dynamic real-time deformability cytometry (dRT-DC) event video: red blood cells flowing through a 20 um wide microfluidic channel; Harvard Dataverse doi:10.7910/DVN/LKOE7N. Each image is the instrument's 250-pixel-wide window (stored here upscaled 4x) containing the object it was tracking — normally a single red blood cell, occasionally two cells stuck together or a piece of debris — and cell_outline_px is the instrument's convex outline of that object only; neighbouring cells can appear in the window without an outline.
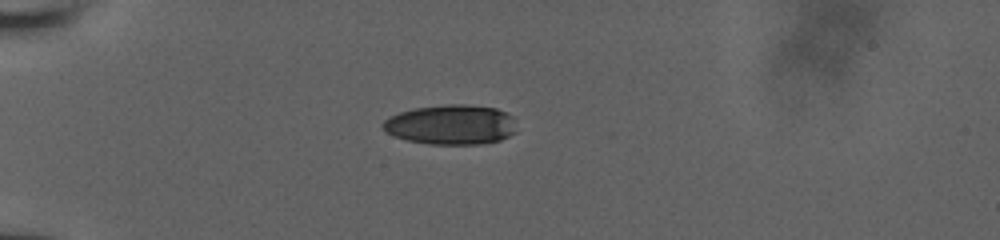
{"species": "human", "species_latin": "Homo sapiens", "temperature_condition": "room temperature", "stored_images_in_passage": 7, "camera_frame_rate_fps": 3000, "um_per_image_px": 0.085, "donor": {"sex": "male"}, "frame": {"image": 1, "passage_image": 1, "time_ms": 0.0, "image_size_px": [1000, 240], "cell_outline_px": [[516, 132], [500, 140], [484, 144], [428, 144], [408, 140], [396, 136], [388, 132], [380, 124], [388, 116], [412, 108], [448, 104], [464, 104], [496, 108], [512, 116]], "centroid_in_image_um": [38.33, 10.59], "position_along_channel_um": 46.7, "area_um2": 31.04}}
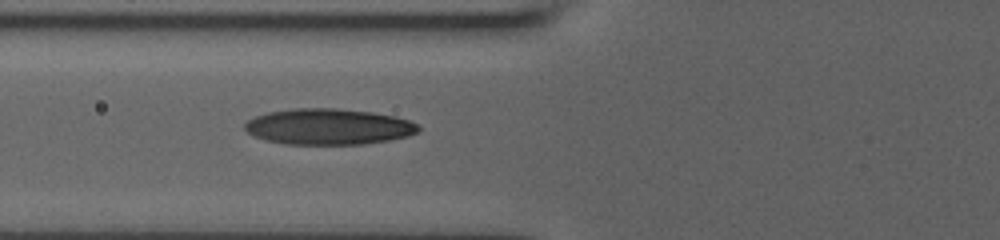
{"frame": {"image": 2, "passage_image": 5, "time_ms": 2.333, "image_size_px": [1000, 240], "cell_outline_px": [[420, 132], [408, 136], [388, 140], [364, 144], [284, 144], [252, 136], [244, 128], [244, 124], [248, 120], [256, 116], [268, 112], [292, 108], [336, 108], [372, 112], [396, 116], [408, 120], [416, 124], [420, 128]], "centroid_in_image_um": [27.92, 10.76], "position_along_channel_um": 97.9, "area_um2": 36.47}}
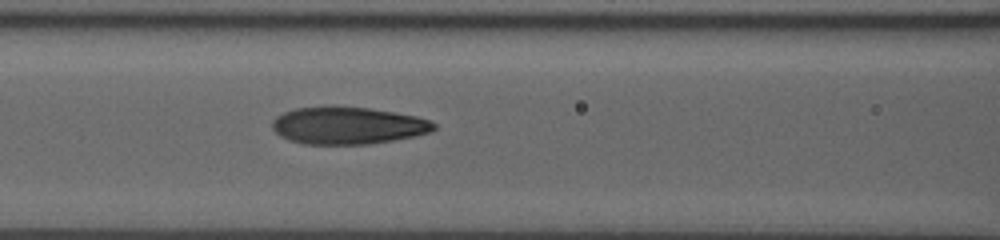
{"frame": {"image": 3, "passage_image": 7, "time_ms": 3.333, "image_size_px": [1000, 240], "cell_outline_px": [[436, 128], [432, 132], [416, 136], [368, 144], [304, 144], [288, 140], [280, 136], [272, 128], [272, 120], [276, 116], [284, 112], [296, 108], [332, 104], [368, 108], [396, 112], [416, 116], [428, 120], [436, 124]], "centroid_in_image_um": [29.54, 10.65], "position_along_channel_um": 137.1, "area_um2": 35.72}}